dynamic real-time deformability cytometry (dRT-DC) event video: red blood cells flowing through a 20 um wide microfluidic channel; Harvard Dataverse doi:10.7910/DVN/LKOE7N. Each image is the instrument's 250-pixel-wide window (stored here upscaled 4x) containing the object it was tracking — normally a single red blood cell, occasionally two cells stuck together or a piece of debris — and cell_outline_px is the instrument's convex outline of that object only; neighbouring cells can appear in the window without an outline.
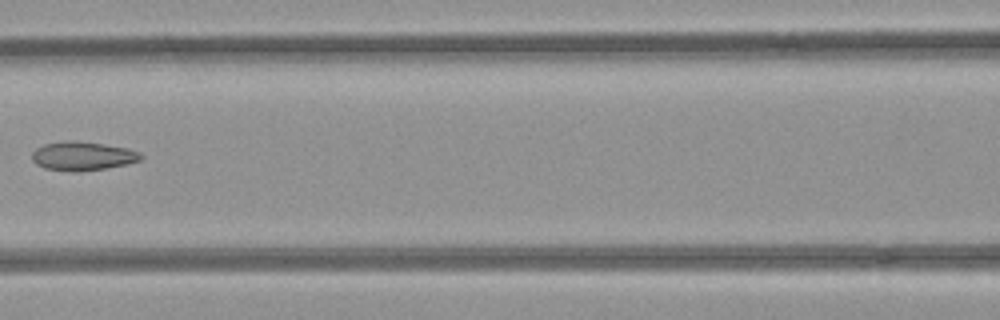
{"species": "common noctule bat (a hibernating species)", "species_latin": "Nyctalus noctula", "temperature_condition": "room temperature", "stored_images_in_passage": 5, "camera_frame_rate_fps": 3000, "um_per_image_px": 0.085, "animal": {"sex": "female", "body_mass_g": 21.9}, "frame": {"image": 1, "passage_image": 3, "time_ms": 0.667, "image_size_px": [1000, 320], "cell_outline_px": [[144, 156], [140, 160], [128, 164], [104, 168], [76, 172], [72, 172], [44, 168], [36, 164], [32, 160], [32, 152], [36, 148], [44, 144], [72, 140], [76, 140], [128, 148], [140, 152]], "centroid_in_image_um": [7.02, 13.26], "position_along_channel_um": 159.6, "area_um2": 18.32}}
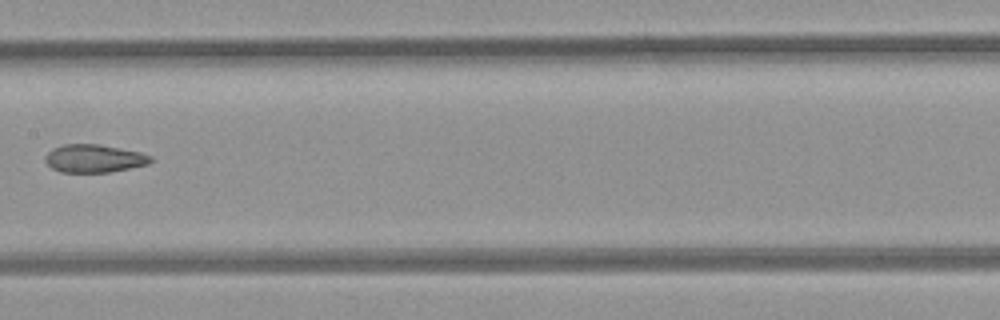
{"frame": {"image": 2, "passage_image": 4, "time_ms": 1.0, "image_size_px": [1000, 320], "cell_outline_px": [[152, 160], [148, 164], [108, 172], [60, 172], [52, 168], [44, 160], [44, 156], [52, 148], [64, 144], [100, 144], [140, 152], [152, 156]], "centroid_in_image_um": [7.97, 13.46], "position_along_channel_um": 199.4, "area_um2": 17.17}}
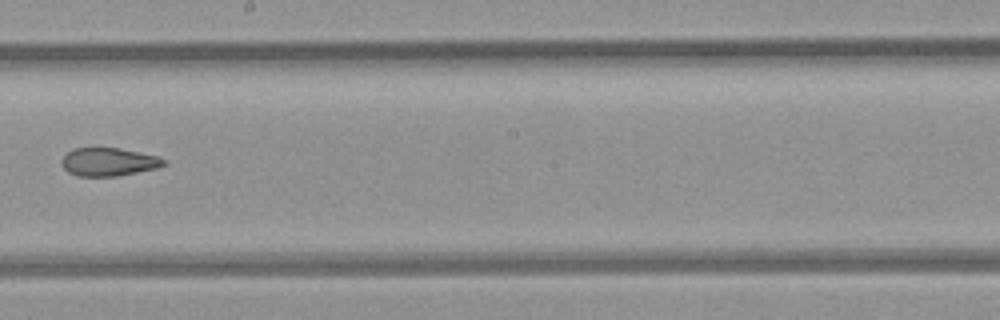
{"frame": {"image": 3, "passage_image": 5, "time_ms": 1.333, "image_size_px": [1000, 320], "cell_outline_px": [[168, 160], [164, 164], [156, 168], [116, 176], [76, 176], [68, 172], [60, 164], [60, 160], [72, 148], [120, 148], [156, 156]], "centroid_in_image_um": [9.18, 13.76], "position_along_channel_um": 239.0, "area_um2": 16.7}}